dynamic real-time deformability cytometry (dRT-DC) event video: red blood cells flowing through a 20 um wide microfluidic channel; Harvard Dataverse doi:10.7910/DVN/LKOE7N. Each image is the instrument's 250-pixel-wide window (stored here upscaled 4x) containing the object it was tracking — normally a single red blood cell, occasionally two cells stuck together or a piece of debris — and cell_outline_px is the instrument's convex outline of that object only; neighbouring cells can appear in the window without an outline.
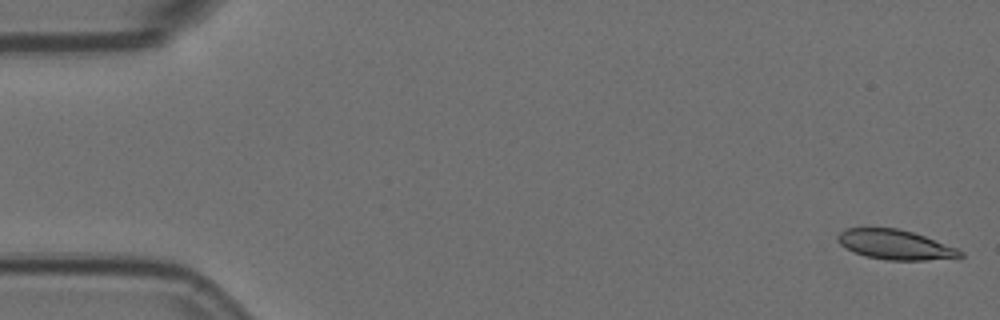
{"species": "Egyptian fruit bat (a non-hibernating species)", "species_latin": "Rousettus aegyptiacus", "temperature_condition": "room temperature", "stored_images_in_passage": 56, "camera_frame_rate_fps": 3000, "um_per_image_px": 0.085, "animal": {"sex": "female"}, "frame": {"image": 1, "passage_image": 1, "time_ms": 0.0, "image_size_px": [1000, 320], "cell_outline_px": [[964, 256], [924, 260], [888, 260], [864, 256], [844, 248], [836, 240], [836, 236], [840, 232], [848, 228], [896, 228], [912, 232], [924, 236], [956, 248], [964, 252]], "centroid_in_image_um": [76.03, 20.8], "position_along_channel_um": 9.0, "area_um2": 21.04}}
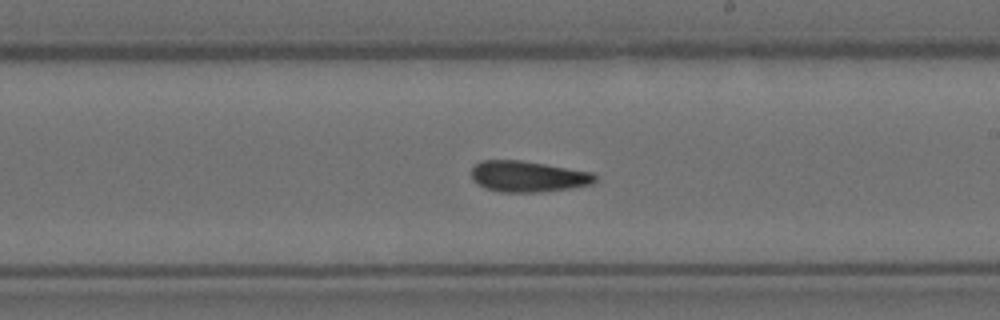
{"frame": {"image": 2, "passage_image": 32, "time_ms": 10.333, "image_size_px": [1000, 320], "cell_outline_px": [[596, 180], [592, 184], [572, 188], [536, 192], [500, 192], [488, 188], [472, 180], [472, 168], [480, 160], [520, 160], [592, 172], [596, 176]], "centroid_in_image_um": [44.88, 14.99], "position_along_channel_um": 244.1, "area_um2": 22.14}}
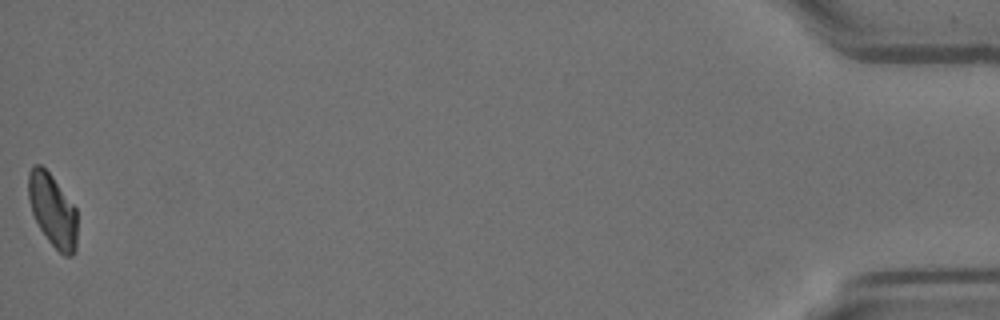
{"frame": {"image": 3, "passage_image": 56, "time_ms": 18.333, "image_size_px": [1000, 320], "cell_outline_px": [[76, 252], [72, 256], [64, 256], [48, 240], [40, 228], [32, 212], [28, 196], [28, 172], [32, 164], [40, 164], [52, 176], [76, 208]], "centroid_in_image_um": [4.46, 17.86], "position_along_channel_um": 430.7, "area_um2": 20.58}}